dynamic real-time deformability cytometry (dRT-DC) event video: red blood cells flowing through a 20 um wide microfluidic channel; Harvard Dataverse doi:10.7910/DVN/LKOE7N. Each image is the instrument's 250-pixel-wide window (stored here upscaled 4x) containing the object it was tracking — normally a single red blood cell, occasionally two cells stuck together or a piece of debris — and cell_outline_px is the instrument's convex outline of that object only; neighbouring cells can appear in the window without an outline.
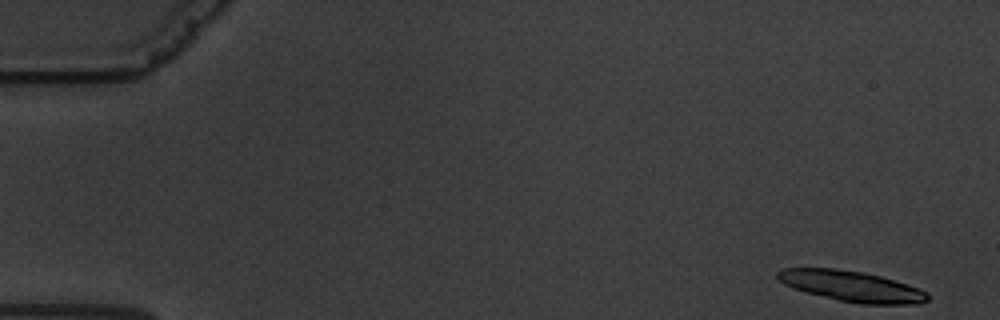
{"species": "common noctule bat (a hibernating species)", "species_latin": "Nyctalus noctula", "temperature_condition": "warm", "stored_images_in_passage": 17, "camera_frame_rate_fps": 3000, "um_per_image_px": 0.085, "animal": {"sex": "male", "body_mass_g": 19.5, "forearm_length_mm": 54.6}, "frame": {"image": 1, "passage_image": 1, "time_ms": 0.0, "image_size_px": [1000, 320], "cell_outline_px": [[928, 300], [920, 304], [860, 304], [840, 300], [792, 288], [784, 284], [776, 276], [776, 272], [784, 268], [832, 268], [864, 272], [880, 276], [908, 284], [920, 288], [928, 292]], "centroid_in_image_um": [72.42, 24.32], "position_along_channel_um": 12.6, "area_um2": 26.7}}